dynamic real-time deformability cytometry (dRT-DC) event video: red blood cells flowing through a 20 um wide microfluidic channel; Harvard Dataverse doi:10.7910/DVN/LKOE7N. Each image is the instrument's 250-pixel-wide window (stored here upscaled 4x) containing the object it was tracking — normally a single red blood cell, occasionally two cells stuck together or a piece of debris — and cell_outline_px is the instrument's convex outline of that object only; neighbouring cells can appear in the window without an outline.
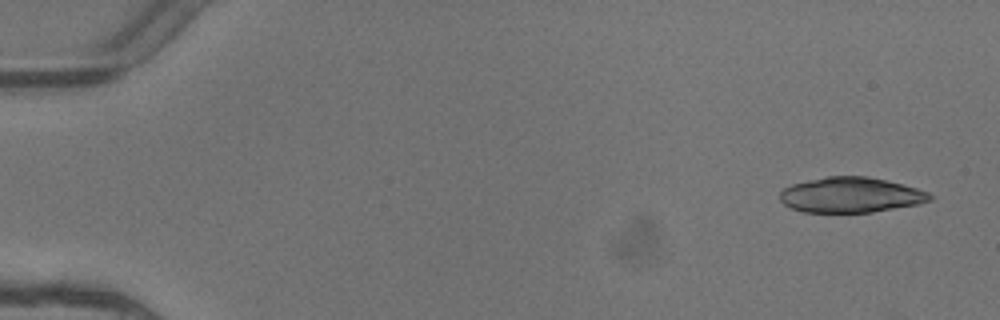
{"species": "common noctule bat (a hibernating species)", "species_latin": "Nyctalus noctula", "temperature_condition": "warm", "stored_images_in_passage": 5, "camera_frame_rate_fps": 3000, "um_per_image_px": 0.085, "animal": {"sex": "female"}, "frame": {"image": 1, "passage_image": 1, "time_ms": 0.0, "image_size_px": [1000, 320], "cell_outline_px": [[932, 200], [920, 204], [872, 212], [804, 212], [792, 208], [784, 204], [780, 200], [780, 192], [784, 188], [792, 184], [808, 180], [828, 176], [864, 176], [884, 180], [916, 188], [928, 192], [932, 196]], "centroid_in_image_um": [72.31, 16.58], "position_along_channel_um": 12.7, "area_um2": 30.63}}